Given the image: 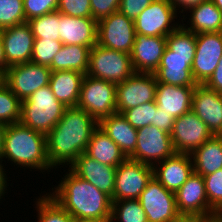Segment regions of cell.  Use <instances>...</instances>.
<instances>
[{"label":"cell","mask_w":222,"mask_h":222,"mask_svg":"<svg viewBox=\"0 0 222 222\" xmlns=\"http://www.w3.org/2000/svg\"><path fill=\"white\" fill-rule=\"evenodd\" d=\"M99 122L78 107L66 108L55 127L46 135L47 158L51 168L65 162L72 164L85 153Z\"/></svg>","instance_id":"1"},{"label":"cell","mask_w":222,"mask_h":222,"mask_svg":"<svg viewBox=\"0 0 222 222\" xmlns=\"http://www.w3.org/2000/svg\"><path fill=\"white\" fill-rule=\"evenodd\" d=\"M50 196L74 219L111 220L112 199L71 170Z\"/></svg>","instance_id":"2"},{"label":"cell","mask_w":222,"mask_h":222,"mask_svg":"<svg viewBox=\"0 0 222 222\" xmlns=\"http://www.w3.org/2000/svg\"><path fill=\"white\" fill-rule=\"evenodd\" d=\"M8 158L16 165L40 170L50 169L47 158L46 135L18 123L7 125L4 132L2 158Z\"/></svg>","instance_id":"3"},{"label":"cell","mask_w":222,"mask_h":222,"mask_svg":"<svg viewBox=\"0 0 222 222\" xmlns=\"http://www.w3.org/2000/svg\"><path fill=\"white\" fill-rule=\"evenodd\" d=\"M67 107L56 99L50 86L36 90L22 101L20 123L47 135L59 122Z\"/></svg>","instance_id":"4"},{"label":"cell","mask_w":222,"mask_h":222,"mask_svg":"<svg viewBox=\"0 0 222 222\" xmlns=\"http://www.w3.org/2000/svg\"><path fill=\"white\" fill-rule=\"evenodd\" d=\"M134 73L130 54L98 44L90 49L87 75L118 84Z\"/></svg>","instance_id":"5"},{"label":"cell","mask_w":222,"mask_h":222,"mask_svg":"<svg viewBox=\"0 0 222 222\" xmlns=\"http://www.w3.org/2000/svg\"><path fill=\"white\" fill-rule=\"evenodd\" d=\"M76 107L85 110L98 122L117 113L116 84L85 74Z\"/></svg>","instance_id":"6"},{"label":"cell","mask_w":222,"mask_h":222,"mask_svg":"<svg viewBox=\"0 0 222 222\" xmlns=\"http://www.w3.org/2000/svg\"><path fill=\"white\" fill-rule=\"evenodd\" d=\"M136 38L134 20L120 11L113 12L97 23V44L130 54Z\"/></svg>","instance_id":"7"},{"label":"cell","mask_w":222,"mask_h":222,"mask_svg":"<svg viewBox=\"0 0 222 222\" xmlns=\"http://www.w3.org/2000/svg\"><path fill=\"white\" fill-rule=\"evenodd\" d=\"M176 206L181 216H193L210 221L221 216L209 205L203 176L193 172L175 193Z\"/></svg>","instance_id":"8"},{"label":"cell","mask_w":222,"mask_h":222,"mask_svg":"<svg viewBox=\"0 0 222 222\" xmlns=\"http://www.w3.org/2000/svg\"><path fill=\"white\" fill-rule=\"evenodd\" d=\"M51 74L52 70L48 66L30 61L9 66L4 82L21 101H24L39 88L48 86Z\"/></svg>","instance_id":"9"},{"label":"cell","mask_w":222,"mask_h":222,"mask_svg":"<svg viewBox=\"0 0 222 222\" xmlns=\"http://www.w3.org/2000/svg\"><path fill=\"white\" fill-rule=\"evenodd\" d=\"M153 176L152 166L127 158L116 169L113 201L138 199Z\"/></svg>","instance_id":"10"},{"label":"cell","mask_w":222,"mask_h":222,"mask_svg":"<svg viewBox=\"0 0 222 222\" xmlns=\"http://www.w3.org/2000/svg\"><path fill=\"white\" fill-rule=\"evenodd\" d=\"M174 153L171 135L150 124L137 129L136 148L128 158L154 167L152 159L160 163Z\"/></svg>","instance_id":"11"},{"label":"cell","mask_w":222,"mask_h":222,"mask_svg":"<svg viewBox=\"0 0 222 222\" xmlns=\"http://www.w3.org/2000/svg\"><path fill=\"white\" fill-rule=\"evenodd\" d=\"M148 222H172L181 215L175 193L165 189L153 176L138 198Z\"/></svg>","instance_id":"12"},{"label":"cell","mask_w":222,"mask_h":222,"mask_svg":"<svg viewBox=\"0 0 222 222\" xmlns=\"http://www.w3.org/2000/svg\"><path fill=\"white\" fill-rule=\"evenodd\" d=\"M157 81L153 73H134L116 84L117 113L155 101Z\"/></svg>","instance_id":"13"},{"label":"cell","mask_w":222,"mask_h":222,"mask_svg":"<svg viewBox=\"0 0 222 222\" xmlns=\"http://www.w3.org/2000/svg\"><path fill=\"white\" fill-rule=\"evenodd\" d=\"M170 135L175 152L187 154H191L213 136L192 110L174 120Z\"/></svg>","instance_id":"14"},{"label":"cell","mask_w":222,"mask_h":222,"mask_svg":"<svg viewBox=\"0 0 222 222\" xmlns=\"http://www.w3.org/2000/svg\"><path fill=\"white\" fill-rule=\"evenodd\" d=\"M176 10L168 0H153L134 20L136 34L167 37L180 27L170 26Z\"/></svg>","instance_id":"15"},{"label":"cell","mask_w":222,"mask_h":222,"mask_svg":"<svg viewBox=\"0 0 222 222\" xmlns=\"http://www.w3.org/2000/svg\"><path fill=\"white\" fill-rule=\"evenodd\" d=\"M221 57L222 32L196 34L192 75L197 84H204L210 78Z\"/></svg>","instance_id":"16"},{"label":"cell","mask_w":222,"mask_h":222,"mask_svg":"<svg viewBox=\"0 0 222 222\" xmlns=\"http://www.w3.org/2000/svg\"><path fill=\"white\" fill-rule=\"evenodd\" d=\"M0 35L8 66L31 61L35 37L27 21L1 29Z\"/></svg>","instance_id":"17"},{"label":"cell","mask_w":222,"mask_h":222,"mask_svg":"<svg viewBox=\"0 0 222 222\" xmlns=\"http://www.w3.org/2000/svg\"><path fill=\"white\" fill-rule=\"evenodd\" d=\"M191 110L207 125L213 135L222 136V94L197 84Z\"/></svg>","instance_id":"18"},{"label":"cell","mask_w":222,"mask_h":222,"mask_svg":"<svg viewBox=\"0 0 222 222\" xmlns=\"http://www.w3.org/2000/svg\"><path fill=\"white\" fill-rule=\"evenodd\" d=\"M194 56L175 55L166 47L159 67L153 73L157 83H166L174 86H196L192 75Z\"/></svg>","instance_id":"19"},{"label":"cell","mask_w":222,"mask_h":222,"mask_svg":"<svg viewBox=\"0 0 222 222\" xmlns=\"http://www.w3.org/2000/svg\"><path fill=\"white\" fill-rule=\"evenodd\" d=\"M167 47L164 36H145L136 34L130 53L136 73H154L159 67L161 58Z\"/></svg>","instance_id":"20"},{"label":"cell","mask_w":222,"mask_h":222,"mask_svg":"<svg viewBox=\"0 0 222 222\" xmlns=\"http://www.w3.org/2000/svg\"><path fill=\"white\" fill-rule=\"evenodd\" d=\"M70 166L75 175L90 182L113 201L117 167L102 164L85 153H82Z\"/></svg>","instance_id":"21"},{"label":"cell","mask_w":222,"mask_h":222,"mask_svg":"<svg viewBox=\"0 0 222 222\" xmlns=\"http://www.w3.org/2000/svg\"><path fill=\"white\" fill-rule=\"evenodd\" d=\"M97 21L72 17L59 12L60 41L65 45H83L90 49L97 44Z\"/></svg>","instance_id":"22"},{"label":"cell","mask_w":222,"mask_h":222,"mask_svg":"<svg viewBox=\"0 0 222 222\" xmlns=\"http://www.w3.org/2000/svg\"><path fill=\"white\" fill-rule=\"evenodd\" d=\"M190 157L192 158L190 154L175 152L172 156L160 161V168L153 167L154 177L165 189L176 193L194 172Z\"/></svg>","instance_id":"23"},{"label":"cell","mask_w":222,"mask_h":222,"mask_svg":"<svg viewBox=\"0 0 222 222\" xmlns=\"http://www.w3.org/2000/svg\"><path fill=\"white\" fill-rule=\"evenodd\" d=\"M195 86H174L157 83L155 101L157 107L175 119L191 111Z\"/></svg>","instance_id":"24"},{"label":"cell","mask_w":222,"mask_h":222,"mask_svg":"<svg viewBox=\"0 0 222 222\" xmlns=\"http://www.w3.org/2000/svg\"><path fill=\"white\" fill-rule=\"evenodd\" d=\"M99 128L107 134L128 158L136 148L137 129L120 113H114L99 121Z\"/></svg>","instance_id":"25"},{"label":"cell","mask_w":222,"mask_h":222,"mask_svg":"<svg viewBox=\"0 0 222 222\" xmlns=\"http://www.w3.org/2000/svg\"><path fill=\"white\" fill-rule=\"evenodd\" d=\"M84 74L77 71L58 70L51 74L49 86L57 100L64 106L76 107Z\"/></svg>","instance_id":"26"},{"label":"cell","mask_w":222,"mask_h":222,"mask_svg":"<svg viewBox=\"0 0 222 222\" xmlns=\"http://www.w3.org/2000/svg\"><path fill=\"white\" fill-rule=\"evenodd\" d=\"M85 154L102 164L114 167L127 159L119 146L99 127L93 132Z\"/></svg>","instance_id":"27"},{"label":"cell","mask_w":222,"mask_h":222,"mask_svg":"<svg viewBox=\"0 0 222 222\" xmlns=\"http://www.w3.org/2000/svg\"><path fill=\"white\" fill-rule=\"evenodd\" d=\"M190 155H193L194 172L201 176L222 169V136L213 135Z\"/></svg>","instance_id":"28"},{"label":"cell","mask_w":222,"mask_h":222,"mask_svg":"<svg viewBox=\"0 0 222 222\" xmlns=\"http://www.w3.org/2000/svg\"><path fill=\"white\" fill-rule=\"evenodd\" d=\"M191 26L186 30L195 34L222 32V11L211 1L207 0L190 8Z\"/></svg>","instance_id":"29"},{"label":"cell","mask_w":222,"mask_h":222,"mask_svg":"<svg viewBox=\"0 0 222 222\" xmlns=\"http://www.w3.org/2000/svg\"><path fill=\"white\" fill-rule=\"evenodd\" d=\"M90 48L83 45H62L49 68L53 71L70 70L83 73L88 70Z\"/></svg>","instance_id":"30"},{"label":"cell","mask_w":222,"mask_h":222,"mask_svg":"<svg viewBox=\"0 0 222 222\" xmlns=\"http://www.w3.org/2000/svg\"><path fill=\"white\" fill-rule=\"evenodd\" d=\"M27 22L31 27L35 39H51L60 41L58 10L47 13L43 16L32 18Z\"/></svg>","instance_id":"31"},{"label":"cell","mask_w":222,"mask_h":222,"mask_svg":"<svg viewBox=\"0 0 222 222\" xmlns=\"http://www.w3.org/2000/svg\"><path fill=\"white\" fill-rule=\"evenodd\" d=\"M22 101L4 82L0 85V123L10 125L18 123L21 116Z\"/></svg>","instance_id":"32"},{"label":"cell","mask_w":222,"mask_h":222,"mask_svg":"<svg viewBox=\"0 0 222 222\" xmlns=\"http://www.w3.org/2000/svg\"><path fill=\"white\" fill-rule=\"evenodd\" d=\"M166 42L175 55L195 56L196 34L186 30L184 25L171 32L166 37Z\"/></svg>","instance_id":"33"},{"label":"cell","mask_w":222,"mask_h":222,"mask_svg":"<svg viewBox=\"0 0 222 222\" xmlns=\"http://www.w3.org/2000/svg\"><path fill=\"white\" fill-rule=\"evenodd\" d=\"M114 218L121 222H148L138 199L112 201L111 222Z\"/></svg>","instance_id":"34"},{"label":"cell","mask_w":222,"mask_h":222,"mask_svg":"<svg viewBox=\"0 0 222 222\" xmlns=\"http://www.w3.org/2000/svg\"><path fill=\"white\" fill-rule=\"evenodd\" d=\"M37 201L39 222H75V219L50 195Z\"/></svg>","instance_id":"35"},{"label":"cell","mask_w":222,"mask_h":222,"mask_svg":"<svg viewBox=\"0 0 222 222\" xmlns=\"http://www.w3.org/2000/svg\"><path fill=\"white\" fill-rule=\"evenodd\" d=\"M24 22L23 0H0V30Z\"/></svg>","instance_id":"36"},{"label":"cell","mask_w":222,"mask_h":222,"mask_svg":"<svg viewBox=\"0 0 222 222\" xmlns=\"http://www.w3.org/2000/svg\"><path fill=\"white\" fill-rule=\"evenodd\" d=\"M62 45L63 43L61 41L51 39H35L31 62L49 67L54 56L62 48Z\"/></svg>","instance_id":"37"},{"label":"cell","mask_w":222,"mask_h":222,"mask_svg":"<svg viewBox=\"0 0 222 222\" xmlns=\"http://www.w3.org/2000/svg\"><path fill=\"white\" fill-rule=\"evenodd\" d=\"M157 110L156 101L144 103L122 113L126 120L135 128L140 129L154 121Z\"/></svg>","instance_id":"38"},{"label":"cell","mask_w":222,"mask_h":222,"mask_svg":"<svg viewBox=\"0 0 222 222\" xmlns=\"http://www.w3.org/2000/svg\"><path fill=\"white\" fill-rule=\"evenodd\" d=\"M203 178L209 205L222 217V169Z\"/></svg>","instance_id":"39"},{"label":"cell","mask_w":222,"mask_h":222,"mask_svg":"<svg viewBox=\"0 0 222 222\" xmlns=\"http://www.w3.org/2000/svg\"><path fill=\"white\" fill-rule=\"evenodd\" d=\"M59 0H23L26 21L57 10Z\"/></svg>","instance_id":"40"},{"label":"cell","mask_w":222,"mask_h":222,"mask_svg":"<svg viewBox=\"0 0 222 222\" xmlns=\"http://www.w3.org/2000/svg\"><path fill=\"white\" fill-rule=\"evenodd\" d=\"M91 0H59L57 10L72 17L92 18Z\"/></svg>","instance_id":"41"},{"label":"cell","mask_w":222,"mask_h":222,"mask_svg":"<svg viewBox=\"0 0 222 222\" xmlns=\"http://www.w3.org/2000/svg\"><path fill=\"white\" fill-rule=\"evenodd\" d=\"M92 18L97 22L113 12L119 11L120 0H91Z\"/></svg>","instance_id":"42"},{"label":"cell","mask_w":222,"mask_h":222,"mask_svg":"<svg viewBox=\"0 0 222 222\" xmlns=\"http://www.w3.org/2000/svg\"><path fill=\"white\" fill-rule=\"evenodd\" d=\"M153 0H120L119 11L127 18L135 20Z\"/></svg>","instance_id":"43"},{"label":"cell","mask_w":222,"mask_h":222,"mask_svg":"<svg viewBox=\"0 0 222 222\" xmlns=\"http://www.w3.org/2000/svg\"><path fill=\"white\" fill-rule=\"evenodd\" d=\"M175 118L171 114H167L157 107L154 121L151 123L157 128L171 134Z\"/></svg>","instance_id":"44"},{"label":"cell","mask_w":222,"mask_h":222,"mask_svg":"<svg viewBox=\"0 0 222 222\" xmlns=\"http://www.w3.org/2000/svg\"><path fill=\"white\" fill-rule=\"evenodd\" d=\"M209 89L215 90L222 94V57L210 78L204 83Z\"/></svg>","instance_id":"45"},{"label":"cell","mask_w":222,"mask_h":222,"mask_svg":"<svg viewBox=\"0 0 222 222\" xmlns=\"http://www.w3.org/2000/svg\"><path fill=\"white\" fill-rule=\"evenodd\" d=\"M173 7L176 9L177 6L184 8L186 10L199 5L200 3L207 1V0H168ZM184 6V7H183Z\"/></svg>","instance_id":"46"},{"label":"cell","mask_w":222,"mask_h":222,"mask_svg":"<svg viewBox=\"0 0 222 222\" xmlns=\"http://www.w3.org/2000/svg\"><path fill=\"white\" fill-rule=\"evenodd\" d=\"M8 67L9 66L6 64V58L4 55V45L0 35V71L5 75Z\"/></svg>","instance_id":"47"},{"label":"cell","mask_w":222,"mask_h":222,"mask_svg":"<svg viewBox=\"0 0 222 222\" xmlns=\"http://www.w3.org/2000/svg\"><path fill=\"white\" fill-rule=\"evenodd\" d=\"M210 220L200 218V217H193V216H180L176 220L172 222H209Z\"/></svg>","instance_id":"48"},{"label":"cell","mask_w":222,"mask_h":222,"mask_svg":"<svg viewBox=\"0 0 222 222\" xmlns=\"http://www.w3.org/2000/svg\"><path fill=\"white\" fill-rule=\"evenodd\" d=\"M5 175L6 174H4L3 166L0 163V198H1L2 194L4 195V191H5V188L7 185Z\"/></svg>","instance_id":"49"},{"label":"cell","mask_w":222,"mask_h":222,"mask_svg":"<svg viewBox=\"0 0 222 222\" xmlns=\"http://www.w3.org/2000/svg\"><path fill=\"white\" fill-rule=\"evenodd\" d=\"M7 125L0 123V159L3 152V143H4V132Z\"/></svg>","instance_id":"50"},{"label":"cell","mask_w":222,"mask_h":222,"mask_svg":"<svg viewBox=\"0 0 222 222\" xmlns=\"http://www.w3.org/2000/svg\"><path fill=\"white\" fill-rule=\"evenodd\" d=\"M75 222H111V220H102L96 218H78L75 219Z\"/></svg>","instance_id":"51"},{"label":"cell","mask_w":222,"mask_h":222,"mask_svg":"<svg viewBox=\"0 0 222 222\" xmlns=\"http://www.w3.org/2000/svg\"><path fill=\"white\" fill-rule=\"evenodd\" d=\"M222 11V0H211Z\"/></svg>","instance_id":"52"},{"label":"cell","mask_w":222,"mask_h":222,"mask_svg":"<svg viewBox=\"0 0 222 222\" xmlns=\"http://www.w3.org/2000/svg\"><path fill=\"white\" fill-rule=\"evenodd\" d=\"M5 81V75L0 71V85H2Z\"/></svg>","instance_id":"53"},{"label":"cell","mask_w":222,"mask_h":222,"mask_svg":"<svg viewBox=\"0 0 222 222\" xmlns=\"http://www.w3.org/2000/svg\"><path fill=\"white\" fill-rule=\"evenodd\" d=\"M209 222H222V217H220L218 219H215V220H212V221H209Z\"/></svg>","instance_id":"54"}]
</instances>
